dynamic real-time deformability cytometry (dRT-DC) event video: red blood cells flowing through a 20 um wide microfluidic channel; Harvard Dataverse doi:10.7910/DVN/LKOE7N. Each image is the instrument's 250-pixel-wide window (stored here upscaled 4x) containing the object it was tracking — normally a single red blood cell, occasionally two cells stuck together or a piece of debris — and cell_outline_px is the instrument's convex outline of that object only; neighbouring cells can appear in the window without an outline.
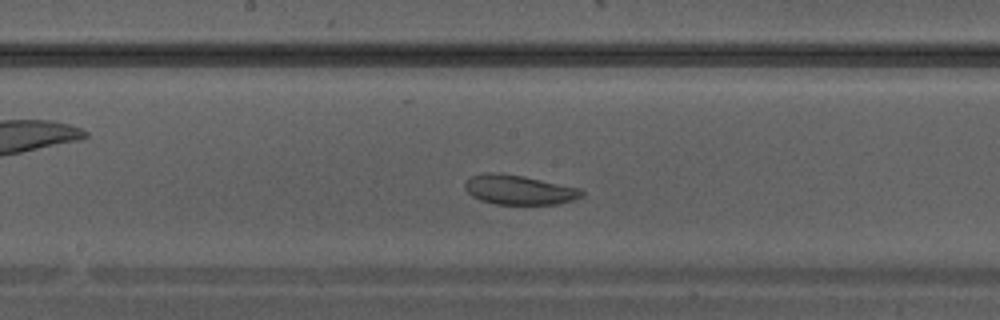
{"species": "Egyptian fruit bat (a non-hibernating species)", "species_latin": "Rousettus aegyptiacus", "temperature_condition": "warm", "stored_images_in_passage": 30, "camera_frame_rate_fps": 3000, "um_per_image_px": 0.085, "animal": {"sex": "male"}, "frame": {"image": 1, "passage_image": 13, "time_ms": 4.0, "image_size_px": [1000, 320], "cell_outline_px": [[584, 196], [560, 204], [496, 204], [480, 200], [472, 196], [464, 188], [464, 184], [472, 176], [488, 172], [492, 172], [524, 176], [580, 188], [584, 192]], "centroid_in_image_um": [44.14, 16.14], "position_along_channel_um": 204.1, "area_um2": 20.06}}